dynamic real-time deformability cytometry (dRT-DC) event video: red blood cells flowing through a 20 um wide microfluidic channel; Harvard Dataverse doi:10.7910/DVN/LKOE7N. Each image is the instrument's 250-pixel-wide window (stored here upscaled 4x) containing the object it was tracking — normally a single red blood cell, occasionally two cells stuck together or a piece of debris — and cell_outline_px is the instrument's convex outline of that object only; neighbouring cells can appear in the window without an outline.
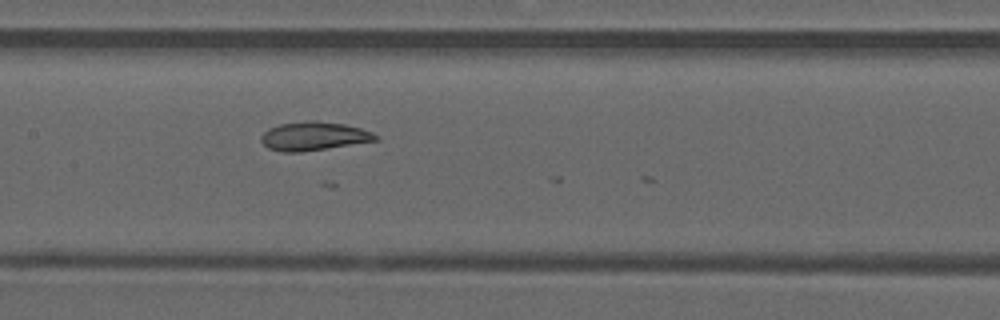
{"species": "common noctule bat (a hibernating species)", "species_latin": "Nyctalus noctula", "temperature_condition": "warm", "stored_images_in_passage": 5, "camera_frame_rate_fps": 3000, "um_per_image_px": 0.085, "animal": {"sex": "male", "forearm_length_mm": 52.5}, "frame": {"image": 1, "passage_image": 5, "time_ms": 1.333, "image_size_px": [1000, 320], "cell_outline_px": [[380, 140], [300, 152], [284, 152], [268, 148], [260, 140], [260, 136], [268, 128], [280, 124], [308, 120], [316, 120], [344, 124], [360, 128], [372, 132], [380, 136]], "centroid_in_image_um": [26.68, 11.56], "position_along_channel_um": 180.7, "area_um2": 19.19}}